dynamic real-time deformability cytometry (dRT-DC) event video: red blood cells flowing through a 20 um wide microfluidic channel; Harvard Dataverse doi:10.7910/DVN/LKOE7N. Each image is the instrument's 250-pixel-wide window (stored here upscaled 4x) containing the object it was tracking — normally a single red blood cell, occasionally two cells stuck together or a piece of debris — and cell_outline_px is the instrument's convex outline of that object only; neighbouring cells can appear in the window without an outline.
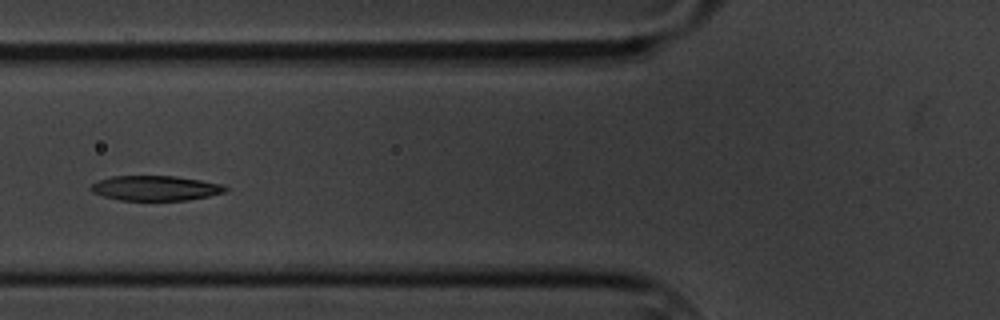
{"species": "common noctule bat (a hibernating species)", "species_latin": "Nyctalus noctula", "temperature_condition": "cold", "stored_images_in_passage": 9, "camera_frame_rate_fps": 3000, "um_per_image_px": 0.085, "animal": {"sex": "male", "body_mass_g": 20.1, "forearm_length_mm": 53.5}, "frame": {"image": 1, "passage_image": 4, "time_ms": 4.333, "image_size_px": [1000, 320], "cell_outline_px": [[228, 188], [224, 192], [208, 196], [188, 200], [120, 200], [104, 196], [92, 192], [88, 188], [92, 184], [100, 180], [112, 176], [176, 176], [224, 184]], "centroid_in_image_um": [13.22, 15.99], "position_along_channel_um": 112.6, "area_um2": 19.48}}
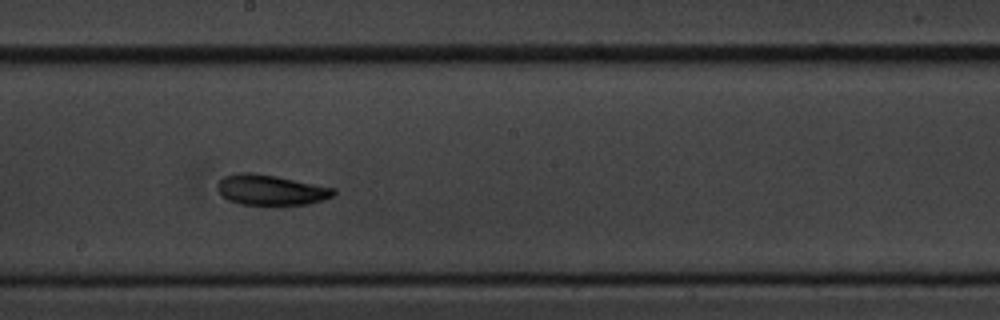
{"frame": {"image": 2, "passage_image": 7, "time_ms": 7.667, "image_size_px": [1000, 320], "cell_outline_px": [[336, 192], [332, 196], [324, 200], [308, 204], [280, 208], [240, 204], [228, 200], [216, 188], [216, 184], [224, 176], [240, 172], [252, 172], [276, 176], [336, 188]], "centroid_in_image_um": [23.04, 16.19], "position_along_channel_um": 225.2, "area_um2": 21.44}}
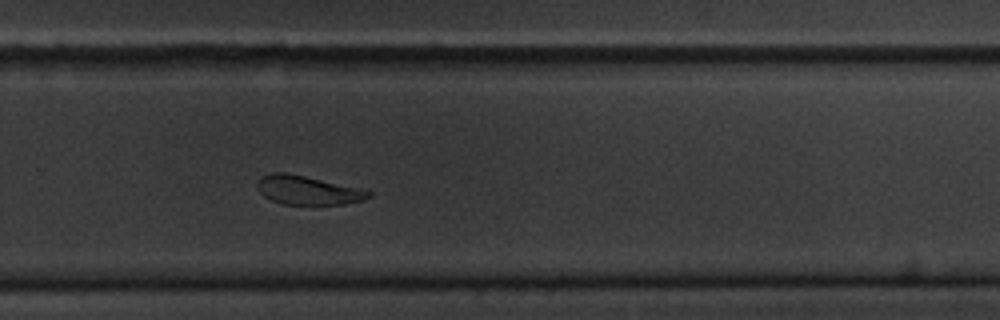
{"frame": {"image": 3, "passage_image": 9, "time_ms": 10.0, "image_size_px": [1000, 320], "cell_outline_px": [[372, 196], [364, 200], [344, 204], [280, 204], [264, 196], [256, 188], [256, 184], [260, 176], [272, 172], [288, 172], [372, 192]], "centroid_in_image_um": [26.08, 16.16], "position_along_channel_um": 303.7, "area_um2": 18.55}}